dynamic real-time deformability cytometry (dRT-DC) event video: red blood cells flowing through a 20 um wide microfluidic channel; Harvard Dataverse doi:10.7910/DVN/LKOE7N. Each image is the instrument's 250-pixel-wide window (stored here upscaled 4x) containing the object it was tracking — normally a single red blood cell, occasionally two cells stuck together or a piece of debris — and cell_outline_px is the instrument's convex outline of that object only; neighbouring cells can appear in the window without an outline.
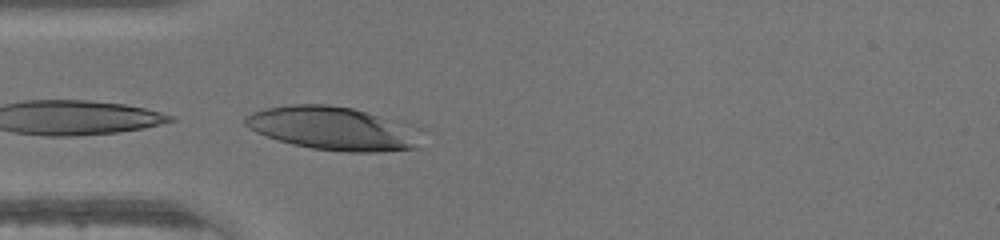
{"species": "human", "species_latin": "Homo sapiens", "temperature_condition": "warm", "stored_images_in_passage": 10, "camera_frame_rate_fps": 3000, "um_per_image_px": 0.085, "donor": {"sex": "male"}, "frame": {"image": 1, "passage_image": 10, "time_ms": 3.0, "image_size_px": [1000, 240], "cell_outline_px": [[420, 148], [384, 152], [348, 152], [312, 148], [292, 144], [276, 140], [256, 132], [248, 128], [244, 124], [244, 116], [252, 112], [264, 108], [292, 104], [328, 104], [352, 108], [376, 116], [412, 140]], "centroid_in_image_um": [27.87, 10.92], "position_along_channel_um": 57.1, "area_um2": 41.85}}